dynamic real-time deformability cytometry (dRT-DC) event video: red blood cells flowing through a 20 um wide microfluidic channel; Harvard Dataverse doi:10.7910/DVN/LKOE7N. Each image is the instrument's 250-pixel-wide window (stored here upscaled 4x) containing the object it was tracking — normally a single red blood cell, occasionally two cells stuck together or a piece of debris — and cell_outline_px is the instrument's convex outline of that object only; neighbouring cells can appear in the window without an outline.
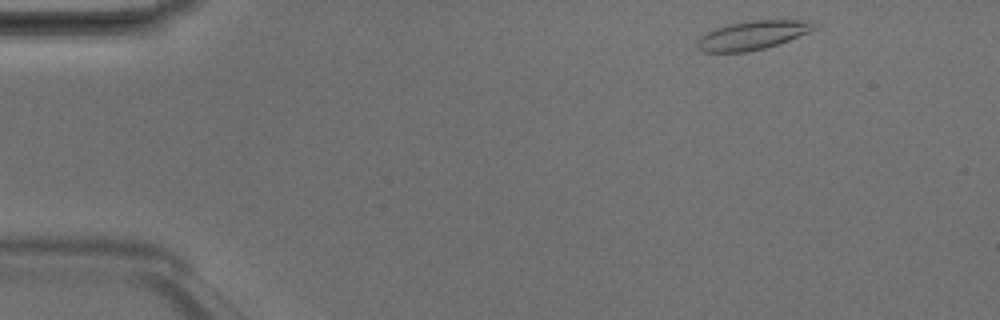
{"species": "Egyptian fruit bat (a non-hibernating species)", "species_latin": "Rousettus aegyptiacus", "temperature_condition": "room temperature", "stored_images_in_passage": 4, "camera_frame_rate_fps": 3000, "um_per_image_px": 0.085, "animal": {"sex": "male"}, "frame": {"image": 1, "passage_image": 1, "time_ms": 0.0, "image_size_px": [1000, 320], "cell_outline_px": [[820, 28], [788, 40], [764, 48], [748, 52], [704, 52], [696, 48], [696, 40], [700, 36], [716, 28], [728, 24], [752, 20], [804, 20], [820, 24]], "centroid_in_image_um": [63.98, 2.99], "position_along_channel_um": 21.0, "area_um2": 19.77}}
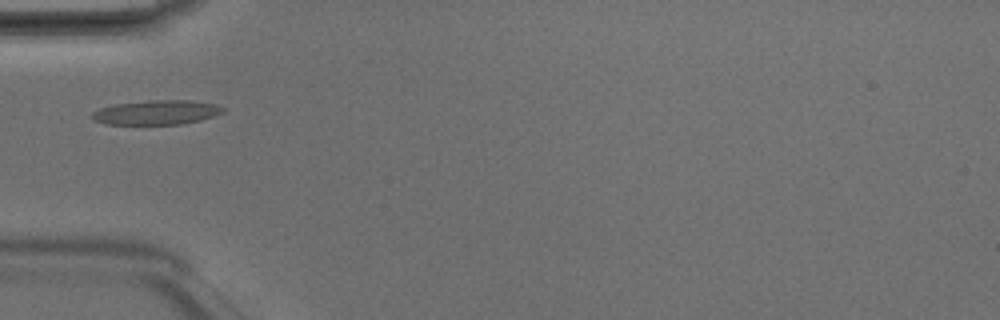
{"frame": {"image": 2, "passage_image": 4, "time_ms": 1.0, "image_size_px": [1000, 320], "cell_outline_px": [[224, 108], [220, 112], [212, 116], [200, 120], [184, 124], [104, 124], [96, 120], [92, 116], [92, 112], [100, 108], [116, 104], [152, 100], [188, 100], [216, 104]], "centroid_in_image_um": [13.29, 9.55], "position_along_channel_um": 71.7, "area_um2": 18.32}}